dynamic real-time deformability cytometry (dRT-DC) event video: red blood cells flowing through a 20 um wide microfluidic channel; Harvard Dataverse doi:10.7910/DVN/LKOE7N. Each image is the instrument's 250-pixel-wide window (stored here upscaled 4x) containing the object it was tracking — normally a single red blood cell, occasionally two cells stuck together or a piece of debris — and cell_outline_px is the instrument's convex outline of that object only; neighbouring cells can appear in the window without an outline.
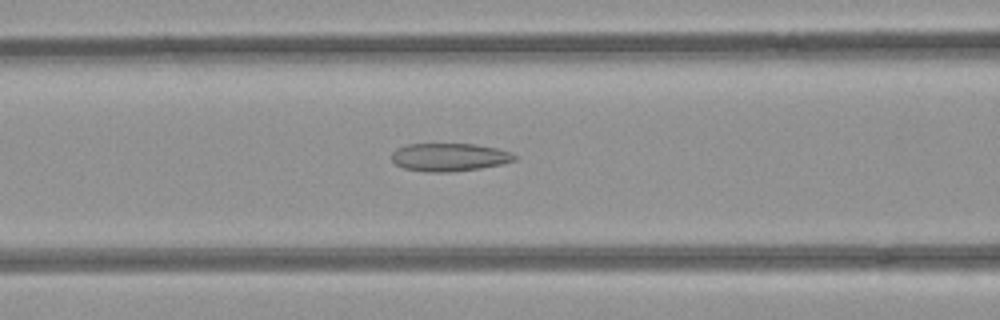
{"species": "common noctule bat (a hibernating species)", "species_latin": "Nyctalus noctula", "temperature_condition": "room temperature", "stored_images_in_passage": 33, "camera_frame_rate_fps": 3000, "um_per_image_px": 0.085, "animal": {"sex": "female", "body_mass_g": 21.9}, "frame": {"image": 1, "passage_image": 10, "time_ms": 3.0, "image_size_px": [1000, 320], "cell_outline_px": [[516, 160], [504, 164], [480, 168], [452, 172], [428, 172], [404, 168], [396, 164], [392, 160], [392, 152], [396, 148], [408, 144], [476, 144], [496, 148], [512, 152], [516, 156]], "centroid_in_image_um": [38.22, 13.36], "position_along_channel_um": 128.4, "area_um2": 20.17}}
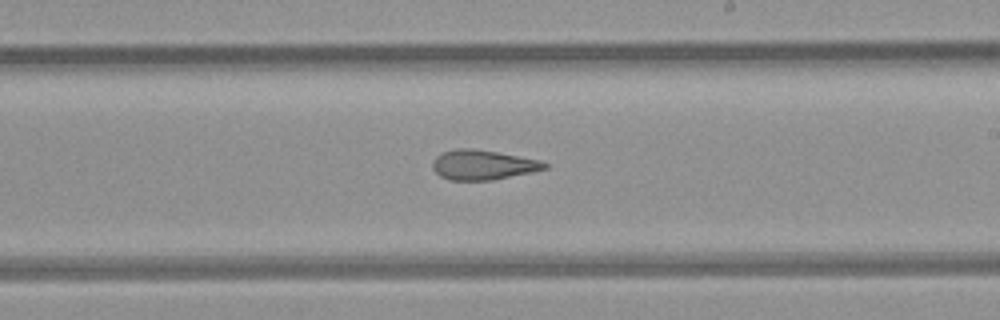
{"frame": {"image": 2, "passage_image": 19, "time_ms": 6.0, "image_size_px": [1000, 320], "cell_outline_px": [[548, 168], [492, 180], [448, 180], [440, 176], [432, 168], [432, 160], [436, 156], [444, 152], [456, 148], [472, 148], [496, 152], [540, 160], [548, 164]], "centroid_in_image_um": [41.0, 14.01], "position_along_channel_um": 248.0, "area_um2": 19.31}}
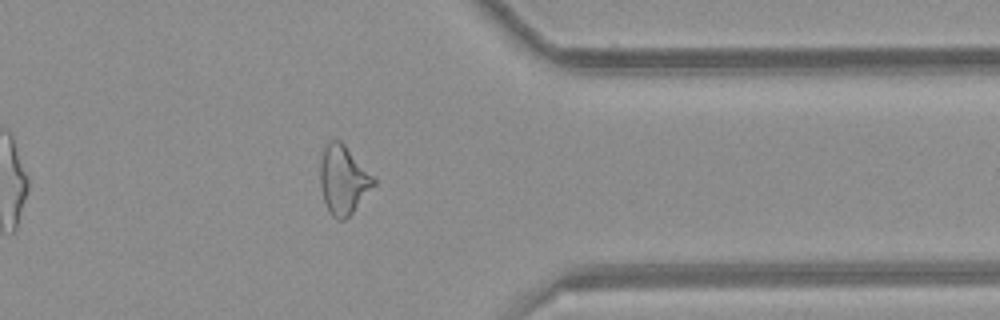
{"frame": {"image": 3, "passage_image": 30, "time_ms": 9.667, "image_size_px": [1000, 320], "cell_outline_px": [[376, 184], [352, 212], [344, 220], [336, 220], [332, 216], [324, 200], [320, 184], [320, 160], [324, 148], [328, 140], [340, 140], [344, 144], [376, 180]], "centroid_in_image_um": [29.16, 15.28], "position_along_channel_um": 382.2, "area_um2": 21.1}}